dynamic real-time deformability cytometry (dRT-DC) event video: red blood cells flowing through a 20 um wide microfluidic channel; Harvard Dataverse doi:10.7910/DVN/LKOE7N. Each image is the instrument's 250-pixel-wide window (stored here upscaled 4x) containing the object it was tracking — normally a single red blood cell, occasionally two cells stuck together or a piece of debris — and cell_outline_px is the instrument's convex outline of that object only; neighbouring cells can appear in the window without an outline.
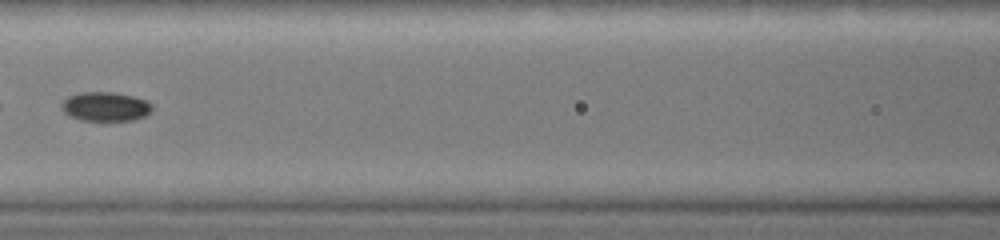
{"species": "common noctule bat (a hibernating species)", "species_latin": "Nyctalus noctula", "temperature_condition": "warm", "stored_images_in_passage": 18, "camera_frame_rate_fps": 3000, "um_per_image_px": 0.085, "animal": {"sex": "female", "body_mass_g": 19.0, "forearm_length_mm": 51.5}, "frame": {"image": 1, "passage_image": 6, "time_ms": 2.0, "image_size_px": [1000, 240], "cell_outline_px": [[152, 108], [144, 116], [132, 120], [80, 120], [64, 112], [60, 104], [68, 96], [80, 92], [116, 92], [148, 100], [152, 104]], "centroid_in_image_um": [8.96, 9.04], "position_along_channel_um": 157.6, "area_um2": 15.32}}
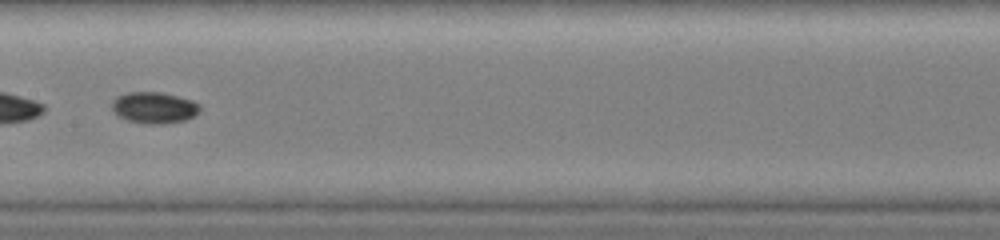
{"frame": {"image": 2, "passage_image": 8, "time_ms": 2.667, "image_size_px": [1000, 240], "cell_outline_px": [[200, 112], [184, 120], [156, 124], [128, 120], [120, 116], [112, 108], [112, 100], [116, 96], [128, 92], [160, 92], [192, 100], [200, 104]], "centroid_in_image_um": [13.11, 9.12], "position_along_channel_um": 194.3, "area_um2": 15.72}}
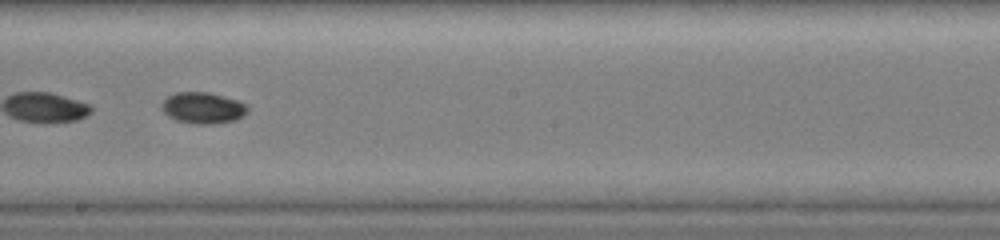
{"frame": {"image": 3, "passage_image": 10, "time_ms": 3.333, "image_size_px": [1000, 240], "cell_outline_px": [[248, 108], [240, 116], [232, 120], [212, 124], [196, 124], [176, 120], [168, 116], [160, 108], [160, 104], [168, 96], [176, 92], [208, 92], [236, 100], [248, 104]], "centroid_in_image_um": [17.18, 9.16], "position_along_channel_um": 231.0, "area_um2": 15.43}}